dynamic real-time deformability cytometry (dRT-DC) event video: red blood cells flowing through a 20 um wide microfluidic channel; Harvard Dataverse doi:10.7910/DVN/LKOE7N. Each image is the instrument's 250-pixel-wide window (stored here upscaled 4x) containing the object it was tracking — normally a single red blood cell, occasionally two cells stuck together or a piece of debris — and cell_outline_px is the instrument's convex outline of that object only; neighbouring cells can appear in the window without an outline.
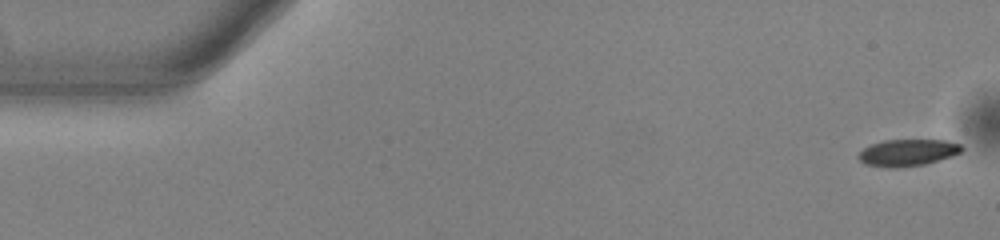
{"species": "common noctule bat (a hibernating species)", "species_latin": "Nyctalus noctula", "temperature_condition": "warm", "stored_images_in_passage": 53, "camera_frame_rate_fps": 3000, "um_per_image_px": 0.085, "animal": {"sex": "male", "body_mass_g": 13.0, "forearm_length_mm": 53.1}, "frame": {"image": 1, "passage_image": 1, "time_ms": 0.0, "image_size_px": [1000, 240], "cell_outline_px": [[964, 148], [960, 152], [952, 156], [924, 164], [896, 168], [884, 168], [864, 164], [856, 156], [864, 148], [872, 144], [884, 140], [944, 140], [960, 144]], "centroid_in_image_um": [77.12, 12.98], "position_along_channel_um": 7.9, "area_um2": 16.13}}
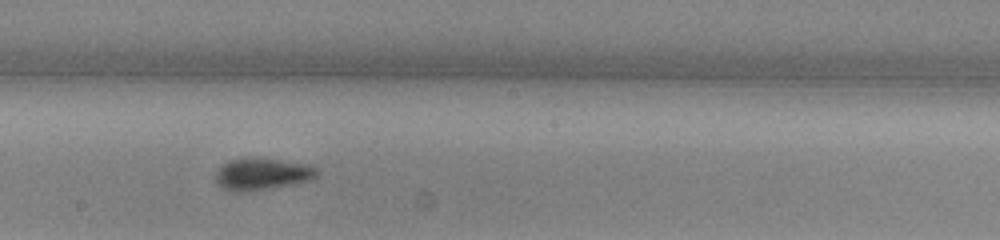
{"frame": {"image": 2, "passage_image": 29, "time_ms": 9.333, "image_size_px": [1000, 240], "cell_outline_px": [[320, 172], [316, 176], [308, 180], [296, 184], [240, 192], [236, 192], [220, 188], [212, 176], [228, 160], [252, 156], [260, 156], [312, 164]], "centroid_in_image_um": [22.28, 14.75], "position_along_channel_um": 225.9, "area_um2": 19.54}}
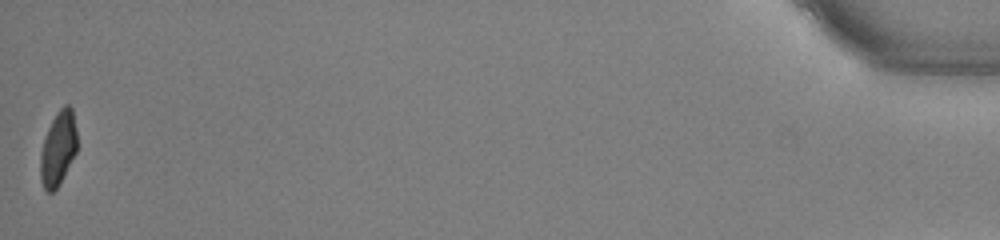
{"frame": {"image": 3, "passage_image": 53, "time_ms": 17.333, "image_size_px": [1000, 240], "cell_outline_px": [[76, 152], [60, 184], [52, 192], [48, 192], [44, 188], [40, 180], [40, 152], [48, 128], [56, 112], [64, 104], [68, 104], [72, 108], [76, 132]], "centroid_in_image_um": [4.93, 12.62], "position_along_channel_um": 430.3, "area_um2": 15.84}, "authors_computed_cell_mechanics": {"area_um2": 17.34, "velocity_mm_per_s": 3.8455, "shape_relaxation_time_tau1_ms": 2.8204, "shape_relaxation_time_tau2_ms": 1.896, "deformation_change_tau1": 0.1197, "deformation_change_tau2": 0.0789}}